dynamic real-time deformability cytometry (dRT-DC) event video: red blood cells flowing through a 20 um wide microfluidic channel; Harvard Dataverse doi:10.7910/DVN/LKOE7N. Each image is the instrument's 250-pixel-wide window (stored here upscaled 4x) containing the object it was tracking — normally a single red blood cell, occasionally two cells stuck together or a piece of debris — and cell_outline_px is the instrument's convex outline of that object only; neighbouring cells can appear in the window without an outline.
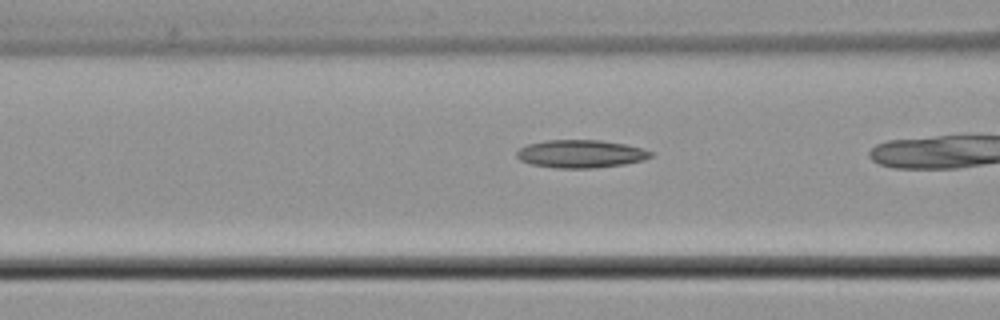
{"species": "common noctule bat (a hibernating species)", "species_latin": "Nyctalus noctula", "temperature_condition": "cold", "stored_images_in_passage": 17, "camera_frame_rate_fps": 3000, "um_per_image_px": 0.085, "animal": {"sex": "male", "body_mass_g": 21.5, "forearm_length_mm": 52.0}, "frame": {"image": 1, "passage_image": 15, "time_ms": 4.667, "image_size_px": [1000, 320], "cell_outline_px": [[652, 156], [644, 160], [624, 164], [592, 168], [556, 168], [532, 164], [520, 160], [516, 156], [516, 152], [520, 148], [528, 144], [548, 140], [600, 140], [624, 144], [644, 148], [652, 152]], "centroid_in_image_um": [49.37, 13.07], "position_along_channel_um": 117.2, "area_um2": 21.73}}